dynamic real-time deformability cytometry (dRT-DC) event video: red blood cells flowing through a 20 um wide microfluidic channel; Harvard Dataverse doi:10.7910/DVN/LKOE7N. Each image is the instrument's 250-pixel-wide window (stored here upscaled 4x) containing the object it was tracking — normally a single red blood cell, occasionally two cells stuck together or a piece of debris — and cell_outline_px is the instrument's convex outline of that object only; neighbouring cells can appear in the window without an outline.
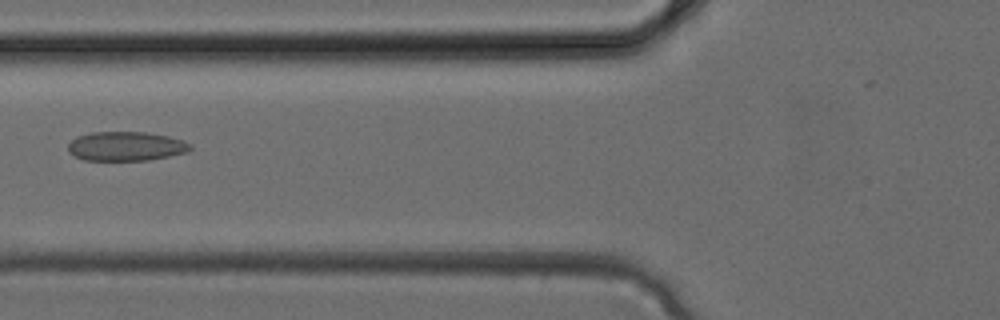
{"species": "common noctule bat (a hibernating species)", "species_latin": "Nyctalus noctula", "temperature_condition": "cold", "stored_images_in_passage": 3, "camera_frame_rate_fps": 3000, "um_per_image_px": 0.085, "animal": {"sex": "female", "body_mass_g": 24.6, "forearm_length_mm": 56.2}, "frame": {"image": 1, "passage_image": 3, "time_ms": 0.667, "image_size_px": [1000, 320], "cell_outline_px": [[192, 148], [188, 152], [148, 160], [84, 160], [68, 152], [68, 144], [76, 136], [92, 132], [144, 132], [168, 136], [184, 140], [192, 144]], "centroid_in_image_um": [10.72, 12.42], "position_along_channel_um": 115.1, "area_um2": 20.87}}